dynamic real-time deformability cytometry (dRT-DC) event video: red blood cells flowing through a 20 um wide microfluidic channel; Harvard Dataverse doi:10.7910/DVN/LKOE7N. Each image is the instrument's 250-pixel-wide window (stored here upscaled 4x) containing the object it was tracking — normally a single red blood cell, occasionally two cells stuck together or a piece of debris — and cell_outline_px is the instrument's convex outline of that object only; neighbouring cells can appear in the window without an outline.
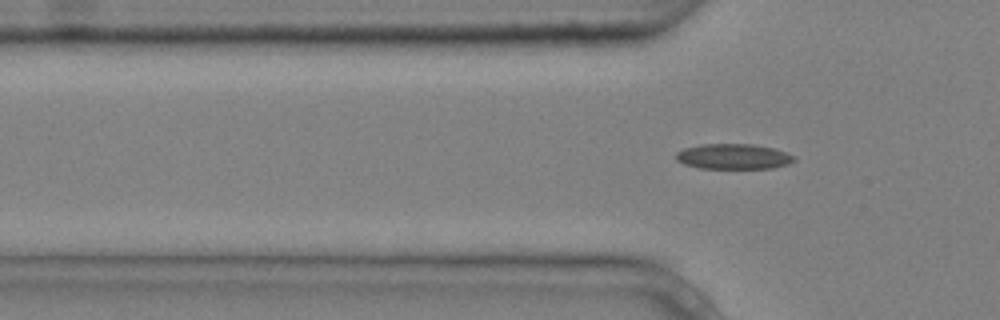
{"species": "common noctule bat (a hibernating species)", "species_latin": "Nyctalus noctula", "temperature_condition": "cold", "stored_images_in_passage": 4, "camera_frame_rate_fps": 3000, "um_per_image_px": 0.085, "animal": {"sex": "male", "body_mass_g": 20.4}, "frame": {"image": 1, "passage_image": 4, "time_ms": 1.0, "image_size_px": [1000, 320], "cell_outline_px": [[796, 160], [788, 164], [772, 168], [700, 168], [684, 164], [676, 160], [676, 152], [684, 148], [700, 144], [752, 144], [772, 148], [796, 156]], "centroid_in_image_um": [62.33, 13.3], "position_along_channel_um": 63.5, "area_um2": 17.4}}